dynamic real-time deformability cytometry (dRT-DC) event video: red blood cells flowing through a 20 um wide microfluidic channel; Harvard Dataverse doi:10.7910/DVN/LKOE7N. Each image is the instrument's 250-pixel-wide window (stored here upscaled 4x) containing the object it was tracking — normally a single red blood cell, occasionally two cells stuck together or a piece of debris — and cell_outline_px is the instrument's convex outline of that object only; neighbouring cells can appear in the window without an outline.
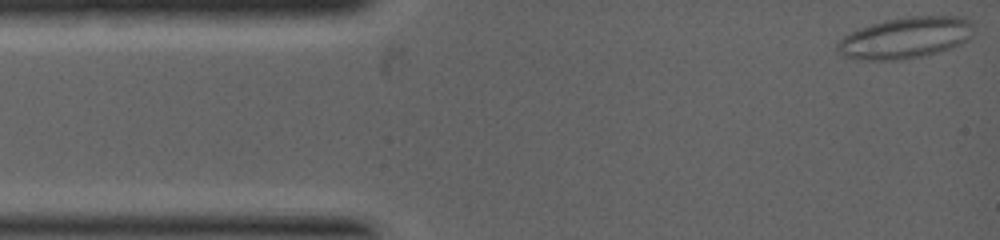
{"species": "common noctule bat (a hibernating species)", "species_latin": "Nyctalus noctula", "temperature_condition": "warm", "stored_images_in_passage": 34, "camera_frame_rate_fps": 5000, "um_per_image_px": 0.085, "animal": {"sex": "female", "body_mass_g": 19.0, "forearm_length_mm": 53.3}, "frame": {"image": 1, "passage_image": 1, "time_ms": 0.0, "image_size_px": [1000, 240], "cell_outline_px": [[972, 24], [968, 40], [952, 48], [924, 56], [900, 60], [856, 60], [844, 56], [836, 48], [836, 44], [844, 36], [852, 32], [872, 24], [888, 20], [912, 16], [964, 16]], "centroid_in_image_um": [76.96, 3.23], "position_along_channel_um": 8.0, "area_um2": 32.54}}
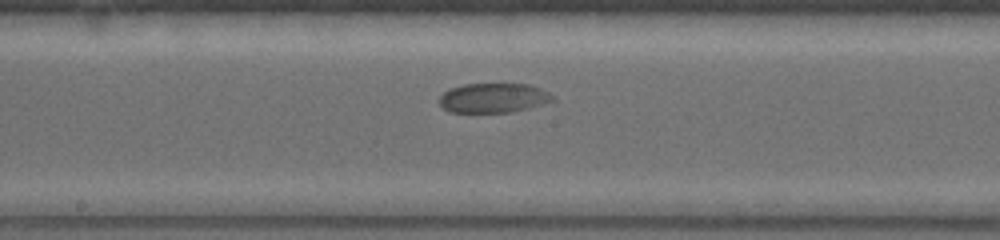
{"frame": {"image": 2, "passage_image": 21, "time_ms": 4.0, "image_size_px": [1000, 240], "cell_outline_px": [[556, 100], [528, 108], [508, 112], [448, 112], [436, 100], [448, 88], [464, 84], [528, 84], [540, 88], [556, 96]], "centroid_in_image_um": [41.92, 8.32], "position_along_channel_um": 206.3, "area_um2": 19.65}}
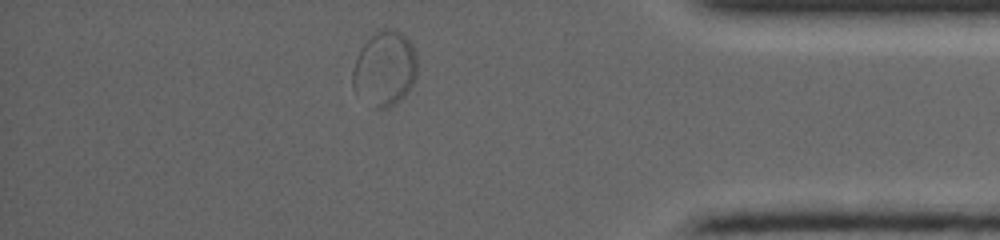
{"frame": {"image": 3, "passage_image": 33, "time_ms": 7.2, "image_size_px": [1000, 240], "cell_outline_px": [[416, 76], [412, 84], [404, 96], [396, 104], [388, 108], [372, 108], [352, 88], [352, 68], [360, 48], [376, 32], [384, 28], [388, 28], [400, 32], [408, 40], [416, 52]], "centroid_in_image_um": [32.67, 5.86], "position_along_channel_um": 402.5, "area_um2": 28.21}}